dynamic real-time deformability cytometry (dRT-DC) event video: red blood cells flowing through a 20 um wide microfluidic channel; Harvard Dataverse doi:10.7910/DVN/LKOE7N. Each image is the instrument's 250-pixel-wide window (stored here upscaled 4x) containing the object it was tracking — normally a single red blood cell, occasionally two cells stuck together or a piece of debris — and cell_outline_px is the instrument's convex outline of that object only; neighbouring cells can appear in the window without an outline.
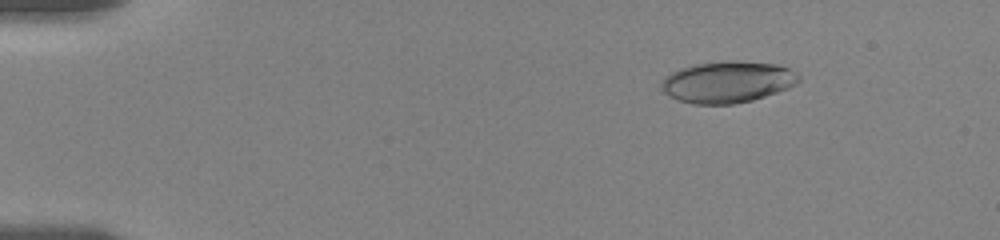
{"species": "human", "species_latin": "Homo sapiens", "temperature_condition": "room temperature", "stored_images_in_passage": 40, "camera_frame_rate_fps": 3000, "um_per_image_px": 0.085, "donor": {"sex": "female"}, "frame": {"image": 1, "passage_image": 1, "time_ms": 0.0, "image_size_px": [1000, 240], "cell_outline_px": [[800, 80], [796, 84], [788, 88], [752, 100], [732, 104], [692, 104], [676, 100], [668, 96], [660, 88], [660, 84], [664, 76], [680, 68], [696, 64], [728, 60], [732, 60], [776, 64], [788, 68], [796, 72], [800, 76]], "centroid_in_image_um": [61.8, 6.97], "position_along_channel_um": 23.2, "area_um2": 33.41}}
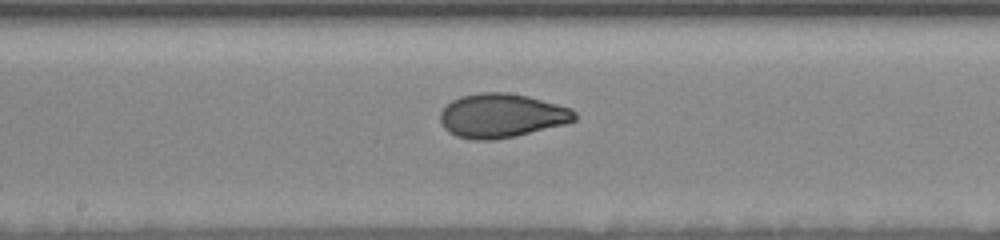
{"frame": {"image": 2, "passage_image": 21, "time_ms": 7.667, "image_size_px": [1000, 240], "cell_outline_px": [[576, 120], [564, 124], [516, 136], [492, 140], [472, 140], [456, 136], [448, 132], [444, 128], [440, 120], [440, 112], [452, 100], [460, 96], [480, 92], [508, 92], [528, 96], [572, 108], [576, 112]], "centroid_in_image_um": [42.63, 9.83], "position_along_channel_um": 205.6, "area_um2": 34.62}}
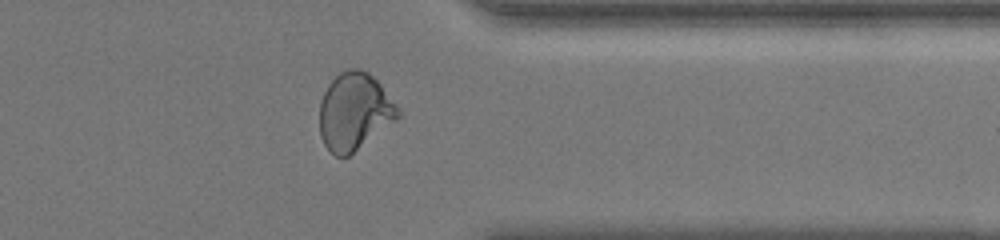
{"frame": {"image": 3, "passage_image": 34, "time_ms": 12.667, "image_size_px": [1000, 240], "cell_outline_px": [[400, 116], [396, 120], [348, 156], [336, 156], [324, 144], [320, 136], [320, 100], [328, 84], [340, 72], [348, 68], [360, 68], [368, 72], [380, 84], [400, 108]], "centroid_in_image_um": [30.12, 9.46], "position_along_channel_um": 381.3, "area_um2": 35.14}, "authors_computed_cell_mechanics": {"area_um2": 33.9864, "velocity_mm_per_s": 3.5959, "shape_relaxation_time_tau1_ms": 4.2397, "shape_relaxation_time_tau2_ms": 0.8943, "deformation_change_tau1": 0.1691, "deformation_change_tau2": 0.0552}}